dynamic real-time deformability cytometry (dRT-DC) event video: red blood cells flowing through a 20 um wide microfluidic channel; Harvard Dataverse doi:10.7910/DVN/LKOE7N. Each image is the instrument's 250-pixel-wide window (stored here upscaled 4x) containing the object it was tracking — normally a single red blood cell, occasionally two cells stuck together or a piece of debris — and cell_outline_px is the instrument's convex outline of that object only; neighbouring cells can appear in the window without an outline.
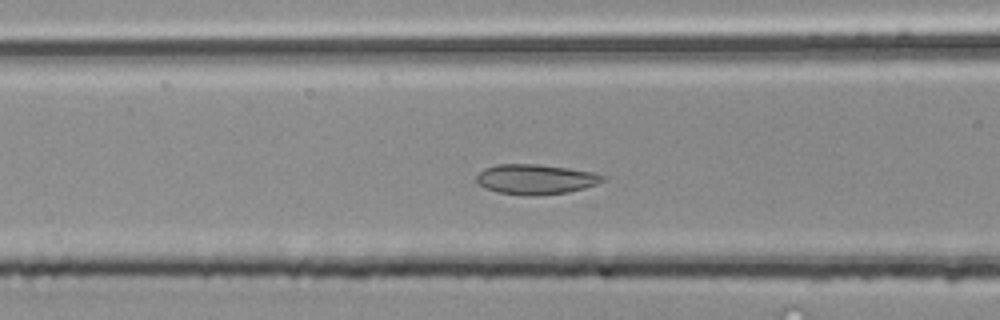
{"species": "common noctule bat (a hibernating species)", "species_latin": "Nyctalus noctula", "temperature_condition": "room temperature", "stored_images_in_passage": 38, "camera_frame_rate_fps": 3000, "um_per_image_px": 0.085, "animal": {"sex": "male", "body_mass_g": 20.4}, "frame": {"image": 1, "passage_image": 7, "time_ms": 2.0, "image_size_px": [1000, 320], "cell_outline_px": [[604, 180], [596, 184], [584, 188], [568, 192], [532, 196], [528, 196], [496, 192], [484, 188], [476, 184], [476, 176], [484, 168], [496, 164], [540, 164], [568, 168], [592, 172], [604, 176]], "centroid_in_image_um": [45.46, 15.24], "position_along_channel_um": 121.1, "area_um2": 22.2}}
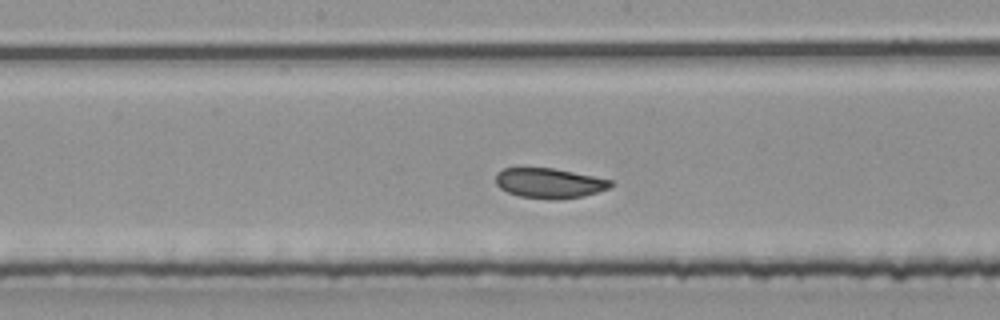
{"frame": {"image": 2, "passage_image": 13, "time_ms": 4.0, "image_size_px": [1000, 320], "cell_outline_px": [[612, 184], [608, 188], [584, 196], [556, 200], [548, 200], [520, 196], [508, 192], [500, 188], [496, 184], [496, 172], [504, 168], [552, 168], [612, 180]], "centroid_in_image_um": [46.66, 15.57], "position_along_channel_um": 201.5, "area_um2": 20.0}}
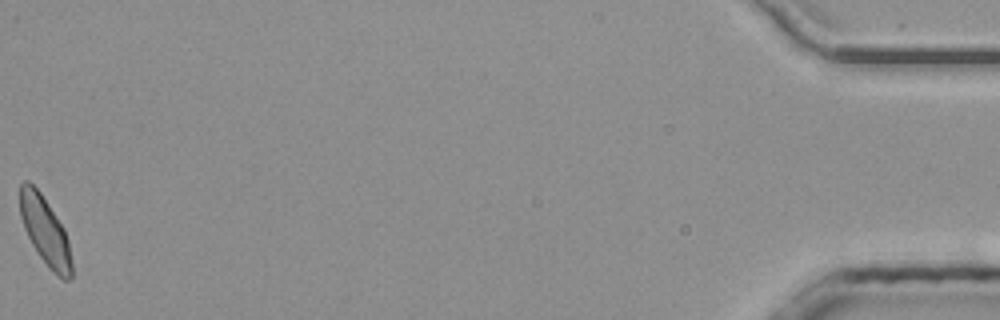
{"frame": {"image": 3, "passage_image": 38, "time_ms": 12.333, "image_size_px": [1000, 320], "cell_outline_px": [[72, 280], [64, 280], [52, 272], [48, 268], [32, 244], [24, 228], [20, 216], [20, 184], [24, 180], [28, 180], [40, 192], [64, 228], [68, 240], [72, 264]], "centroid_in_image_um": [3.84, 19.66], "position_along_channel_um": 431.4, "area_um2": 20.52}, "authors_computed_cell_mechanics": {"area_um2": 20.7213, "velocity_mm_per_s": 4.0211, "shape_relaxation_time_tau1_ms": 2.6063, "shape_relaxation_time_tau2_ms": 1.5199, "deformation_change_tau1": 0.0752, "deformation_change_tau2": 0.0637}}